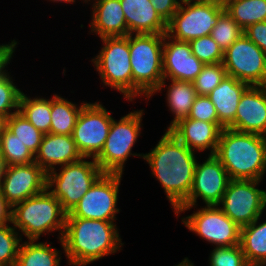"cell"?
Masks as SVG:
<instances>
[{
	"mask_svg": "<svg viewBox=\"0 0 266 266\" xmlns=\"http://www.w3.org/2000/svg\"><path fill=\"white\" fill-rule=\"evenodd\" d=\"M22 91L13 83L12 77L6 73L0 77V113L8 117L19 111ZM11 109H15L11 112Z\"/></svg>",
	"mask_w": 266,
	"mask_h": 266,
	"instance_id": "d590c367",
	"label": "cell"
},
{
	"mask_svg": "<svg viewBox=\"0 0 266 266\" xmlns=\"http://www.w3.org/2000/svg\"><path fill=\"white\" fill-rule=\"evenodd\" d=\"M181 0H151L160 17L168 23L178 10Z\"/></svg>",
	"mask_w": 266,
	"mask_h": 266,
	"instance_id": "ab89813d",
	"label": "cell"
},
{
	"mask_svg": "<svg viewBox=\"0 0 266 266\" xmlns=\"http://www.w3.org/2000/svg\"><path fill=\"white\" fill-rule=\"evenodd\" d=\"M260 182L230 179L218 204L219 208L240 228L260 218L266 209V191L257 187Z\"/></svg>",
	"mask_w": 266,
	"mask_h": 266,
	"instance_id": "30bf717a",
	"label": "cell"
},
{
	"mask_svg": "<svg viewBox=\"0 0 266 266\" xmlns=\"http://www.w3.org/2000/svg\"><path fill=\"white\" fill-rule=\"evenodd\" d=\"M122 174L104 173L66 218H83L114 222L119 209L116 208Z\"/></svg>",
	"mask_w": 266,
	"mask_h": 266,
	"instance_id": "8fae6325",
	"label": "cell"
},
{
	"mask_svg": "<svg viewBox=\"0 0 266 266\" xmlns=\"http://www.w3.org/2000/svg\"><path fill=\"white\" fill-rule=\"evenodd\" d=\"M10 225L0 226V264L2 266L15 265L22 242V235Z\"/></svg>",
	"mask_w": 266,
	"mask_h": 266,
	"instance_id": "836d02e7",
	"label": "cell"
},
{
	"mask_svg": "<svg viewBox=\"0 0 266 266\" xmlns=\"http://www.w3.org/2000/svg\"><path fill=\"white\" fill-rule=\"evenodd\" d=\"M90 0H87V2ZM92 5L91 32L102 37L129 34L120 0H94Z\"/></svg>",
	"mask_w": 266,
	"mask_h": 266,
	"instance_id": "7402d4cb",
	"label": "cell"
},
{
	"mask_svg": "<svg viewBox=\"0 0 266 266\" xmlns=\"http://www.w3.org/2000/svg\"><path fill=\"white\" fill-rule=\"evenodd\" d=\"M223 127L218 122H204L184 118L174 124L169 131L190 150H210L215 155Z\"/></svg>",
	"mask_w": 266,
	"mask_h": 266,
	"instance_id": "d6986e66",
	"label": "cell"
},
{
	"mask_svg": "<svg viewBox=\"0 0 266 266\" xmlns=\"http://www.w3.org/2000/svg\"><path fill=\"white\" fill-rule=\"evenodd\" d=\"M187 118L204 122H218L215 106L205 95H197Z\"/></svg>",
	"mask_w": 266,
	"mask_h": 266,
	"instance_id": "74e56055",
	"label": "cell"
},
{
	"mask_svg": "<svg viewBox=\"0 0 266 266\" xmlns=\"http://www.w3.org/2000/svg\"><path fill=\"white\" fill-rule=\"evenodd\" d=\"M258 220L260 218L240 230L239 245L249 266H258L266 260V221L259 223Z\"/></svg>",
	"mask_w": 266,
	"mask_h": 266,
	"instance_id": "cb8c5ba5",
	"label": "cell"
},
{
	"mask_svg": "<svg viewBox=\"0 0 266 266\" xmlns=\"http://www.w3.org/2000/svg\"><path fill=\"white\" fill-rule=\"evenodd\" d=\"M12 211L13 207L6 201L0 191V226L12 223Z\"/></svg>",
	"mask_w": 266,
	"mask_h": 266,
	"instance_id": "b9f144b4",
	"label": "cell"
},
{
	"mask_svg": "<svg viewBox=\"0 0 266 266\" xmlns=\"http://www.w3.org/2000/svg\"><path fill=\"white\" fill-rule=\"evenodd\" d=\"M47 188V173L36 163L7 166L0 191L13 207Z\"/></svg>",
	"mask_w": 266,
	"mask_h": 266,
	"instance_id": "2e32d148",
	"label": "cell"
},
{
	"mask_svg": "<svg viewBox=\"0 0 266 266\" xmlns=\"http://www.w3.org/2000/svg\"><path fill=\"white\" fill-rule=\"evenodd\" d=\"M226 76L223 63L206 64L192 83L197 95L207 96Z\"/></svg>",
	"mask_w": 266,
	"mask_h": 266,
	"instance_id": "d6a6232c",
	"label": "cell"
},
{
	"mask_svg": "<svg viewBox=\"0 0 266 266\" xmlns=\"http://www.w3.org/2000/svg\"><path fill=\"white\" fill-rule=\"evenodd\" d=\"M86 159L83 157L77 162L61 166L59 173L55 168L47 174V189L59 200L67 214L104 174L94 158L93 161Z\"/></svg>",
	"mask_w": 266,
	"mask_h": 266,
	"instance_id": "8992f818",
	"label": "cell"
},
{
	"mask_svg": "<svg viewBox=\"0 0 266 266\" xmlns=\"http://www.w3.org/2000/svg\"><path fill=\"white\" fill-rule=\"evenodd\" d=\"M194 152L166 130L158 144L148 154H143L174 212L187 200L191 191L198 161Z\"/></svg>",
	"mask_w": 266,
	"mask_h": 266,
	"instance_id": "6da1fadb",
	"label": "cell"
},
{
	"mask_svg": "<svg viewBox=\"0 0 266 266\" xmlns=\"http://www.w3.org/2000/svg\"><path fill=\"white\" fill-rule=\"evenodd\" d=\"M7 163L3 157V154L1 153V150H0V188H1V185H2V181L4 179V174H5V171L7 169Z\"/></svg>",
	"mask_w": 266,
	"mask_h": 266,
	"instance_id": "7bdbcfd3",
	"label": "cell"
},
{
	"mask_svg": "<svg viewBox=\"0 0 266 266\" xmlns=\"http://www.w3.org/2000/svg\"><path fill=\"white\" fill-rule=\"evenodd\" d=\"M49 245L50 243H35V240L21 243L15 266H59L60 251Z\"/></svg>",
	"mask_w": 266,
	"mask_h": 266,
	"instance_id": "4316f807",
	"label": "cell"
},
{
	"mask_svg": "<svg viewBox=\"0 0 266 266\" xmlns=\"http://www.w3.org/2000/svg\"><path fill=\"white\" fill-rule=\"evenodd\" d=\"M50 1H54L56 3L57 2H63L64 1V2L70 3V4L75 2V0H50ZM84 2L87 3V0H84Z\"/></svg>",
	"mask_w": 266,
	"mask_h": 266,
	"instance_id": "bcb514c9",
	"label": "cell"
},
{
	"mask_svg": "<svg viewBox=\"0 0 266 266\" xmlns=\"http://www.w3.org/2000/svg\"><path fill=\"white\" fill-rule=\"evenodd\" d=\"M189 44L192 54L204 65L223 62L224 52L211 35L193 39Z\"/></svg>",
	"mask_w": 266,
	"mask_h": 266,
	"instance_id": "e575fe53",
	"label": "cell"
},
{
	"mask_svg": "<svg viewBox=\"0 0 266 266\" xmlns=\"http://www.w3.org/2000/svg\"><path fill=\"white\" fill-rule=\"evenodd\" d=\"M129 34H165L167 23L151 0H120Z\"/></svg>",
	"mask_w": 266,
	"mask_h": 266,
	"instance_id": "44dd1931",
	"label": "cell"
},
{
	"mask_svg": "<svg viewBox=\"0 0 266 266\" xmlns=\"http://www.w3.org/2000/svg\"><path fill=\"white\" fill-rule=\"evenodd\" d=\"M229 129L266 137V86H249L242 94Z\"/></svg>",
	"mask_w": 266,
	"mask_h": 266,
	"instance_id": "ac0fdd59",
	"label": "cell"
},
{
	"mask_svg": "<svg viewBox=\"0 0 266 266\" xmlns=\"http://www.w3.org/2000/svg\"><path fill=\"white\" fill-rule=\"evenodd\" d=\"M210 266H249L241 246L215 247L209 256Z\"/></svg>",
	"mask_w": 266,
	"mask_h": 266,
	"instance_id": "8d00e7d4",
	"label": "cell"
},
{
	"mask_svg": "<svg viewBox=\"0 0 266 266\" xmlns=\"http://www.w3.org/2000/svg\"><path fill=\"white\" fill-rule=\"evenodd\" d=\"M7 129L11 131L35 155L40 147L44 134L36 129L19 111L10 115Z\"/></svg>",
	"mask_w": 266,
	"mask_h": 266,
	"instance_id": "f546056e",
	"label": "cell"
},
{
	"mask_svg": "<svg viewBox=\"0 0 266 266\" xmlns=\"http://www.w3.org/2000/svg\"><path fill=\"white\" fill-rule=\"evenodd\" d=\"M116 224L111 221L66 218L60 243L69 265L85 266L120 250Z\"/></svg>",
	"mask_w": 266,
	"mask_h": 266,
	"instance_id": "7a4b0ae2",
	"label": "cell"
},
{
	"mask_svg": "<svg viewBox=\"0 0 266 266\" xmlns=\"http://www.w3.org/2000/svg\"><path fill=\"white\" fill-rule=\"evenodd\" d=\"M244 34L266 54V21L249 25Z\"/></svg>",
	"mask_w": 266,
	"mask_h": 266,
	"instance_id": "f35d334b",
	"label": "cell"
},
{
	"mask_svg": "<svg viewBox=\"0 0 266 266\" xmlns=\"http://www.w3.org/2000/svg\"><path fill=\"white\" fill-rule=\"evenodd\" d=\"M171 80V84L167 88V104L173 113L174 119L170 122L169 130L178 121L187 118L190 109L197 97L196 90L191 81Z\"/></svg>",
	"mask_w": 266,
	"mask_h": 266,
	"instance_id": "d4e9b609",
	"label": "cell"
},
{
	"mask_svg": "<svg viewBox=\"0 0 266 266\" xmlns=\"http://www.w3.org/2000/svg\"><path fill=\"white\" fill-rule=\"evenodd\" d=\"M162 63L164 80L191 82L198 76L204 66L192 54L189 42L175 40L166 33L164 34Z\"/></svg>",
	"mask_w": 266,
	"mask_h": 266,
	"instance_id": "e0dca14e",
	"label": "cell"
},
{
	"mask_svg": "<svg viewBox=\"0 0 266 266\" xmlns=\"http://www.w3.org/2000/svg\"><path fill=\"white\" fill-rule=\"evenodd\" d=\"M112 116L100 102L86 103L77 118L72 138L83 157L95 158L110 131Z\"/></svg>",
	"mask_w": 266,
	"mask_h": 266,
	"instance_id": "4fadbf2b",
	"label": "cell"
},
{
	"mask_svg": "<svg viewBox=\"0 0 266 266\" xmlns=\"http://www.w3.org/2000/svg\"><path fill=\"white\" fill-rule=\"evenodd\" d=\"M223 10L224 4L216 2L181 0L178 10L167 23L166 34L186 42L211 35Z\"/></svg>",
	"mask_w": 266,
	"mask_h": 266,
	"instance_id": "9c48e42d",
	"label": "cell"
},
{
	"mask_svg": "<svg viewBox=\"0 0 266 266\" xmlns=\"http://www.w3.org/2000/svg\"><path fill=\"white\" fill-rule=\"evenodd\" d=\"M19 112L43 134L50 133L51 125V99L35 97L31 99L22 92Z\"/></svg>",
	"mask_w": 266,
	"mask_h": 266,
	"instance_id": "f1b7e54d",
	"label": "cell"
},
{
	"mask_svg": "<svg viewBox=\"0 0 266 266\" xmlns=\"http://www.w3.org/2000/svg\"><path fill=\"white\" fill-rule=\"evenodd\" d=\"M163 43L164 34H129L133 99L144 94L150 99L165 87Z\"/></svg>",
	"mask_w": 266,
	"mask_h": 266,
	"instance_id": "277c9868",
	"label": "cell"
},
{
	"mask_svg": "<svg viewBox=\"0 0 266 266\" xmlns=\"http://www.w3.org/2000/svg\"><path fill=\"white\" fill-rule=\"evenodd\" d=\"M8 116L0 113V134L7 128Z\"/></svg>",
	"mask_w": 266,
	"mask_h": 266,
	"instance_id": "ee69618b",
	"label": "cell"
},
{
	"mask_svg": "<svg viewBox=\"0 0 266 266\" xmlns=\"http://www.w3.org/2000/svg\"><path fill=\"white\" fill-rule=\"evenodd\" d=\"M144 110H137L121 117L119 121L112 119L110 131L101 152L94 158L104 173L123 174L124 164L129 156H140L132 154L141 133V121Z\"/></svg>",
	"mask_w": 266,
	"mask_h": 266,
	"instance_id": "52a82bcc",
	"label": "cell"
},
{
	"mask_svg": "<svg viewBox=\"0 0 266 266\" xmlns=\"http://www.w3.org/2000/svg\"><path fill=\"white\" fill-rule=\"evenodd\" d=\"M16 45L17 41L15 40L11 41L10 44L0 45V77L7 73L5 67L10 64Z\"/></svg>",
	"mask_w": 266,
	"mask_h": 266,
	"instance_id": "60d3db41",
	"label": "cell"
},
{
	"mask_svg": "<svg viewBox=\"0 0 266 266\" xmlns=\"http://www.w3.org/2000/svg\"><path fill=\"white\" fill-rule=\"evenodd\" d=\"M197 1H210V2L220 3V4H224L225 3V0H197Z\"/></svg>",
	"mask_w": 266,
	"mask_h": 266,
	"instance_id": "7dc6e473",
	"label": "cell"
},
{
	"mask_svg": "<svg viewBox=\"0 0 266 266\" xmlns=\"http://www.w3.org/2000/svg\"><path fill=\"white\" fill-rule=\"evenodd\" d=\"M215 156L230 179L262 181L266 171V137L223 128Z\"/></svg>",
	"mask_w": 266,
	"mask_h": 266,
	"instance_id": "3957f363",
	"label": "cell"
},
{
	"mask_svg": "<svg viewBox=\"0 0 266 266\" xmlns=\"http://www.w3.org/2000/svg\"><path fill=\"white\" fill-rule=\"evenodd\" d=\"M224 9L243 30L266 21V0H225Z\"/></svg>",
	"mask_w": 266,
	"mask_h": 266,
	"instance_id": "83f0119b",
	"label": "cell"
},
{
	"mask_svg": "<svg viewBox=\"0 0 266 266\" xmlns=\"http://www.w3.org/2000/svg\"><path fill=\"white\" fill-rule=\"evenodd\" d=\"M0 150L8 166L35 162V155L7 128L0 134Z\"/></svg>",
	"mask_w": 266,
	"mask_h": 266,
	"instance_id": "4dcf8cb0",
	"label": "cell"
},
{
	"mask_svg": "<svg viewBox=\"0 0 266 266\" xmlns=\"http://www.w3.org/2000/svg\"><path fill=\"white\" fill-rule=\"evenodd\" d=\"M182 222L192 232L216 247L240 244L241 228L218 205H209L183 217Z\"/></svg>",
	"mask_w": 266,
	"mask_h": 266,
	"instance_id": "5bb4252c",
	"label": "cell"
},
{
	"mask_svg": "<svg viewBox=\"0 0 266 266\" xmlns=\"http://www.w3.org/2000/svg\"><path fill=\"white\" fill-rule=\"evenodd\" d=\"M243 34L244 30L224 9L219 14L217 24L212 29L211 37L224 52Z\"/></svg>",
	"mask_w": 266,
	"mask_h": 266,
	"instance_id": "1f68e13d",
	"label": "cell"
},
{
	"mask_svg": "<svg viewBox=\"0 0 266 266\" xmlns=\"http://www.w3.org/2000/svg\"><path fill=\"white\" fill-rule=\"evenodd\" d=\"M67 213L59 200L45 189L13 206L12 224L28 240L37 241L43 233L59 232V240L65 231Z\"/></svg>",
	"mask_w": 266,
	"mask_h": 266,
	"instance_id": "5b68a950",
	"label": "cell"
},
{
	"mask_svg": "<svg viewBox=\"0 0 266 266\" xmlns=\"http://www.w3.org/2000/svg\"><path fill=\"white\" fill-rule=\"evenodd\" d=\"M100 52L93 60L104 85L133 100V77L130 64L129 34L127 36L102 37Z\"/></svg>",
	"mask_w": 266,
	"mask_h": 266,
	"instance_id": "ba28073f",
	"label": "cell"
},
{
	"mask_svg": "<svg viewBox=\"0 0 266 266\" xmlns=\"http://www.w3.org/2000/svg\"><path fill=\"white\" fill-rule=\"evenodd\" d=\"M249 86L246 82L226 76L207 95L215 106L218 123L223 128H228L234 122L240 98Z\"/></svg>",
	"mask_w": 266,
	"mask_h": 266,
	"instance_id": "603a6c76",
	"label": "cell"
},
{
	"mask_svg": "<svg viewBox=\"0 0 266 266\" xmlns=\"http://www.w3.org/2000/svg\"><path fill=\"white\" fill-rule=\"evenodd\" d=\"M227 76L251 86H266V54L245 34L224 51Z\"/></svg>",
	"mask_w": 266,
	"mask_h": 266,
	"instance_id": "7c38bea8",
	"label": "cell"
},
{
	"mask_svg": "<svg viewBox=\"0 0 266 266\" xmlns=\"http://www.w3.org/2000/svg\"><path fill=\"white\" fill-rule=\"evenodd\" d=\"M87 102L77 104L54 94L51 98L50 133L58 135H72L78 115Z\"/></svg>",
	"mask_w": 266,
	"mask_h": 266,
	"instance_id": "484cf974",
	"label": "cell"
},
{
	"mask_svg": "<svg viewBox=\"0 0 266 266\" xmlns=\"http://www.w3.org/2000/svg\"><path fill=\"white\" fill-rule=\"evenodd\" d=\"M258 266H266V260L261 262Z\"/></svg>",
	"mask_w": 266,
	"mask_h": 266,
	"instance_id": "c3c4849f",
	"label": "cell"
},
{
	"mask_svg": "<svg viewBox=\"0 0 266 266\" xmlns=\"http://www.w3.org/2000/svg\"><path fill=\"white\" fill-rule=\"evenodd\" d=\"M83 156L79 152L72 135L44 134L35 162L48 174L56 165L64 166L77 162Z\"/></svg>",
	"mask_w": 266,
	"mask_h": 266,
	"instance_id": "ffe728a7",
	"label": "cell"
},
{
	"mask_svg": "<svg viewBox=\"0 0 266 266\" xmlns=\"http://www.w3.org/2000/svg\"><path fill=\"white\" fill-rule=\"evenodd\" d=\"M176 266H194L193 263L186 257L185 259L182 260L178 265Z\"/></svg>",
	"mask_w": 266,
	"mask_h": 266,
	"instance_id": "f6af8a7d",
	"label": "cell"
},
{
	"mask_svg": "<svg viewBox=\"0 0 266 266\" xmlns=\"http://www.w3.org/2000/svg\"><path fill=\"white\" fill-rule=\"evenodd\" d=\"M230 178L224 166L215 155L195 167L193 185L187 200L175 211L178 214L197 206V198H202L206 206L218 205L226 191Z\"/></svg>",
	"mask_w": 266,
	"mask_h": 266,
	"instance_id": "9a60e30c",
	"label": "cell"
}]
</instances>
